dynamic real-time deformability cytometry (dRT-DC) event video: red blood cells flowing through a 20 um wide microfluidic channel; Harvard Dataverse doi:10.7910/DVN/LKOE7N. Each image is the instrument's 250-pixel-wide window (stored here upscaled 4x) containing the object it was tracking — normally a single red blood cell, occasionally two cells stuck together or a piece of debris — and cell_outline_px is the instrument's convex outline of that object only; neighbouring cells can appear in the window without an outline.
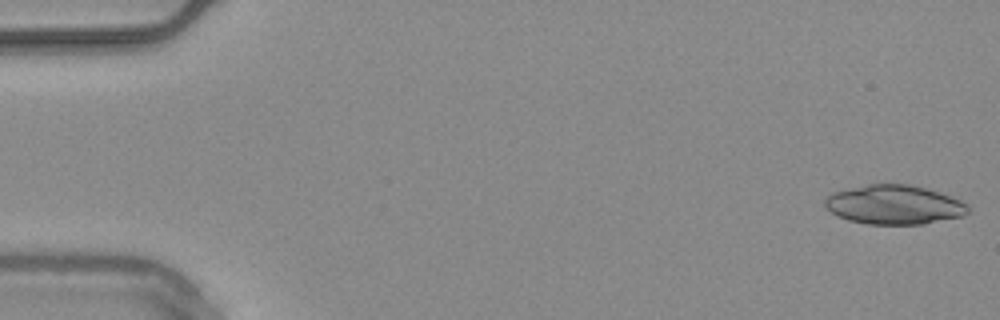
{"species": "common noctule bat (a hibernating species)", "species_latin": "Nyctalus noctula", "temperature_condition": "warm", "stored_images_in_passage": 43, "camera_frame_rate_fps": 3000, "um_per_image_px": 0.085, "animal": {"sex": "male", "body_mass_g": 20.4}, "frame": {"image": 1, "passage_image": 1, "time_ms": 0.0, "image_size_px": [1000, 320], "cell_outline_px": [[968, 212], [964, 216], [924, 224], [868, 224], [848, 220], [836, 216], [824, 204], [824, 200], [832, 192], [868, 184], [908, 184], [924, 188], [960, 200], [968, 204]], "centroid_in_image_um": [75.99, 17.41], "position_along_channel_um": 9.0, "area_um2": 32.54}}